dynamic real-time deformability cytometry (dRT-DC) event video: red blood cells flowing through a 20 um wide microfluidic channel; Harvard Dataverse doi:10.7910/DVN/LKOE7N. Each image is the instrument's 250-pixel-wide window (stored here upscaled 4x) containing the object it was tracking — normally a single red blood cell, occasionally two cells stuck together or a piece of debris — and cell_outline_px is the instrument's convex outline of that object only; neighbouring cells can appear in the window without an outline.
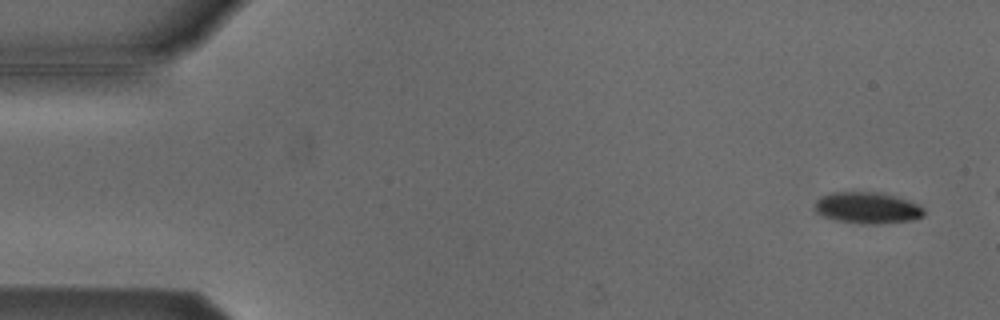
{"species": "Egyptian fruit bat (a non-hibernating species)", "species_latin": "Rousettus aegyptiacus", "temperature_condition": "cold", "stored_images_in_passage": 4, "camera_frame_rate_fps": 3000, "um_per_image_px": 0.085, "animal": {"sex": "male"}, "frame": {"image": 1, "passage_image": 1, "time_ms": 0.0, "image_size_px": [1000, 320], "cell_outline_px": [[924, 216], [912, 220], [876, 224], [860, 224], [836, 220], [824, 216], [816, 212], [812, 208], [816, 200], [820, 196], [832, 192], [880, 192], [896, 196], [908, 200], [924, 208]], "centroid_in_image_um": [73.69, 17.66], "position_along_channel_um": 11.3, "area_um2": 20.17}}